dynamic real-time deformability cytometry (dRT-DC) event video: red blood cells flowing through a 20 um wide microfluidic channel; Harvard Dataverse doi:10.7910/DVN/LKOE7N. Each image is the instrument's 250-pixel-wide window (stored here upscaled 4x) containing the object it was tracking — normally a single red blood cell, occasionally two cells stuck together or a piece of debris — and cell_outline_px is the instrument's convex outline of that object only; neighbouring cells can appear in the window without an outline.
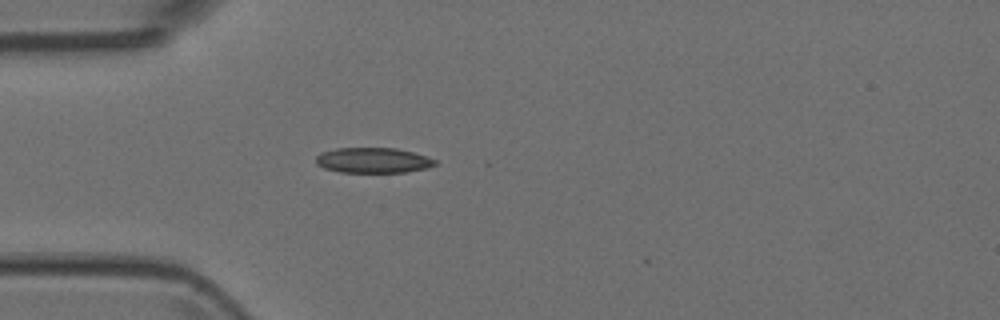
{"species": "Egyptian fruit bat (a non-hibernating species)", "species_latin": "Rousettus aegyptiacus", "temperature_condition": "room temperature", "stored_images_in_passage": 12, "camera_frame_rate_fps": 3000, "um_per_image_px": 0.085, "animal": {"sex": "female"}, "frame": {"image": 1, "passage_image": 7, "time_ms": 2.0, "image_size_px": [1000, 320], "cell_outline_px": [[440, 164], [424, 168], [404, 172], [340, 172], [324, 168], [316, 164], [316, 156], [320, 152], [336, 148], [396, 148], [428, 156], [436, 160]], "centroid_in_image_um": [31.71, 13.62], "position_along_channel_um": 53.3, "area_um2": 17.63}}
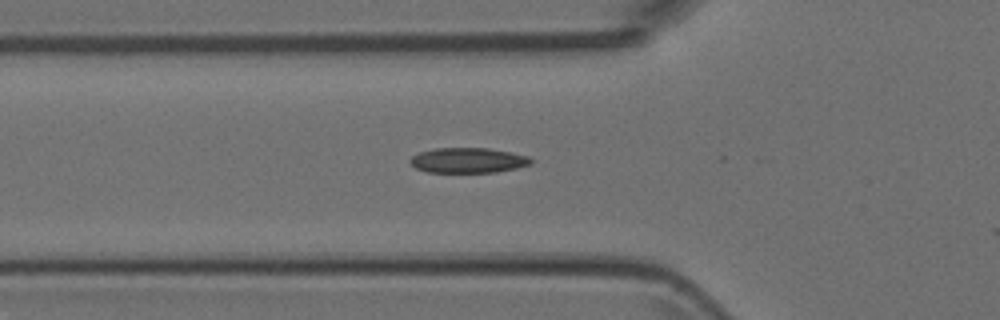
{"frame": {"image": 2, "passage_image": 10, "time_ms": 3.0, "image_size_px": [1000, 320], "cell_outline_px": [[532, 164], [516, 168], [496, 172], [428, 172], [416, 168], [408, 160], [412, 156], [420, 152], [436, 148], [488, 148], [528, 156], [532, 160]], "centroid_in_image_um": [39.78, 13.63], "position_along_channel_um": 86.0, "area_um2": 17.57}}